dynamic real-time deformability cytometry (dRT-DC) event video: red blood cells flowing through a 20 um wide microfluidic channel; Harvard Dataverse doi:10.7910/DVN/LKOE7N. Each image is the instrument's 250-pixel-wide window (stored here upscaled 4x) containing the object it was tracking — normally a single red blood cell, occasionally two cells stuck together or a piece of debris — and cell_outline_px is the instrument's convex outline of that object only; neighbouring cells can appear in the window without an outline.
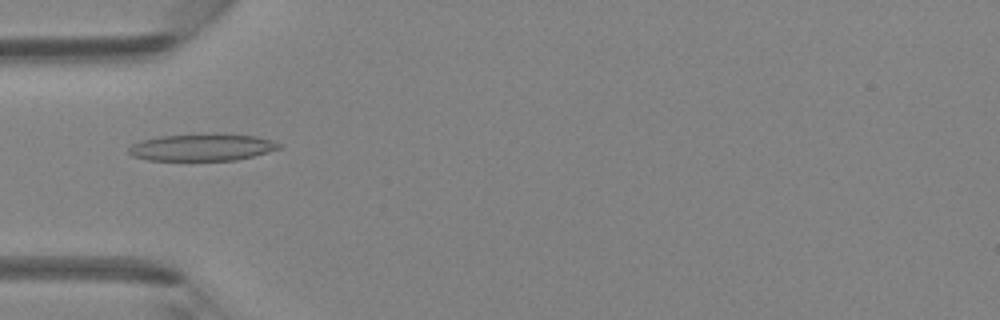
{"species": "Egyptian fruit bat (a non-hibernating species)", "species_latin": "Rousettus aegyptiacus", "temperature_condition": "room temperature", "stored_images_in_passage": 43, "camera_frame_rate_fps": 3000, "um_per_image_px": 0.085, "animal": {"sex": "female"}, "frame": {"image": 1, "passage_image": 11, "time_ms": 3.333, "image_size_px": [1000, 320], "cell_outline_px": [[280, 148], [252, 156], [236, 160], [148, 160], [132, 156], [128, 152], [128, 148], [132, 144], [140, 140], [160, 136], [256, 136], [272, 140], [280, 144]], "centroid_in_image_um": [17.1, 12.56], "position_along_channel_um": 67.9, "area_um2": 22.6}}
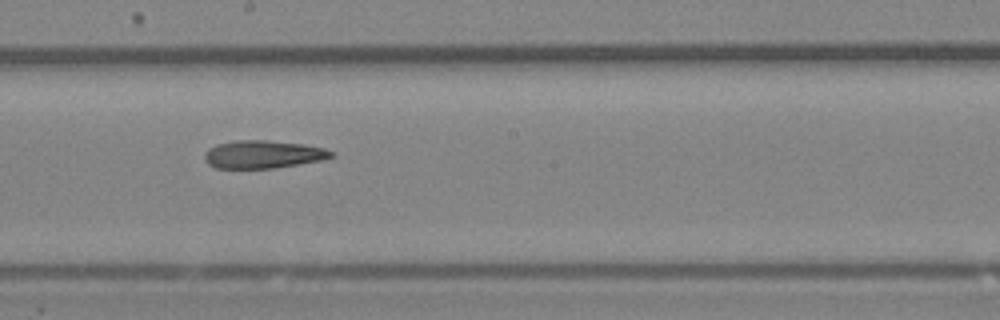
{"frame": {"image": 2, "passage_image": 22, "time_ms": 7.0, "image_size_px": [1000, 320], "cell_outline_px": [[336, 156], [320, 160], [272, 168], [216, 168], [208, 164], [204, 160], [204, 156], [208, 148], [216, 144], [236, 140], [268, 140], [304, 144], [324, 148], [332, 152]], "centroid_in_image_um": [22.33, 13.11], "position_along_channel_um": 225.9, "area_um2": 20.52}}
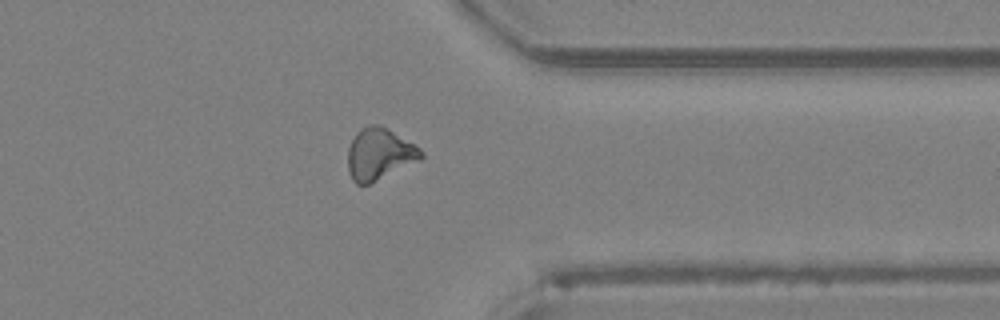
{"frame": {"image": 3, "passage_image": 33, "time_ms": 10.667, "image_size_px": [1000, 320], "cell_outline_px": [[424, 156], [420, 160], [368, 184], [356, 184], [352, 180], [348, 172], [348, 148], [356, 132], [360, 128], [368, 124], [380, 124], [388, 128], [420, 148], [424, 152]], "centroid_in_image_um": [32.23, 13.07], "position_along_channel_um": 379.2, "area_um2": 22.08}, "authors_computed_cell_mechanics": {"area_um2": 21.3282, "velocity_mm_per_s": 4.3265, "shape_relaxation_time_tau1_ms": 8.7203, "shape_relaxation_time_tau2_ms": 2.3174, "deformation_change_tau1": 0.1948, "deformation_change_tau2": 0.1171}}